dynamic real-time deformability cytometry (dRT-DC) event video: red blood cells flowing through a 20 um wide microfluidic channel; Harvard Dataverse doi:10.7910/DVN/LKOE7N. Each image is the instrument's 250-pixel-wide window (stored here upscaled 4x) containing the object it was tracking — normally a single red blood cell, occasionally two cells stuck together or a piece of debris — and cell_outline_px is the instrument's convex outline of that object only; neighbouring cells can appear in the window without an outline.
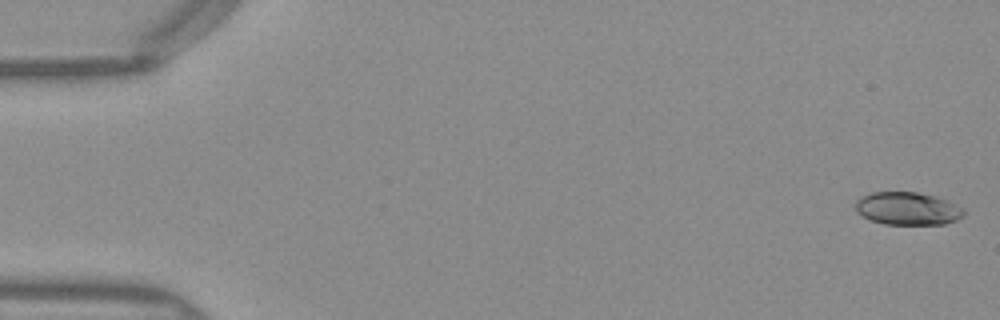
{"species": "Egyptian fruit bat (a non-hibernating species)", "species_latin": "Rousettus aegyptiacus", "temperature_condition": "warm", "stored_images_in_passage": 50, "camera_frame_rate_fps": 3000, "um_per_image_px": 0.085, "frame": {"image": 1, "passage_image": 1, "time_ms": 0.0, "image_size_px": [1000, 320], "cell_outline_px": [[964, 216], [956, 220], [944, 224], [884, 224], [872, 220], [856, 212], [856, 200], [860, 196], [872, 192], [916, 192], [948, 200], [964, 208]], "centroid_in_image_um": [77.15, 17.72], "position_along_channel_um": 7.8, "area_um2": 20.69}}
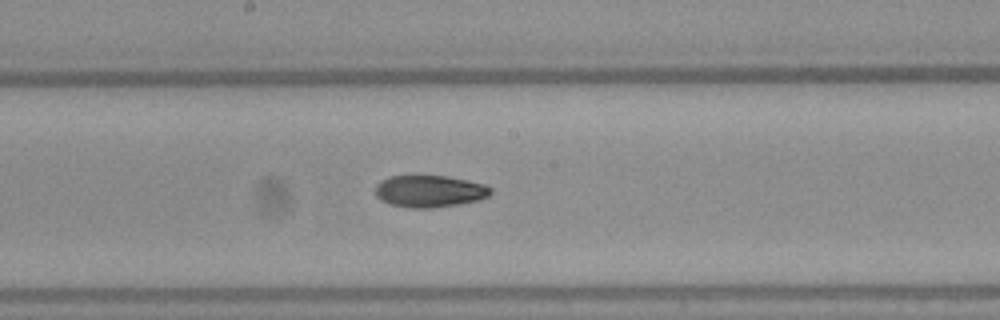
{"frame": {"image": 2, "passage_image": 27, "time_ms": 8.667, "image_size_px": [1000, 320], "cell_outline_px": [[492, 192], [488, 196], [480, 200], [460, 204], [432, 208], [408, 208], [388, 204], [380, 200], [376, 196], [376, 184], [380, 180], [392, 176], [448, 176], [484, 184], [492, 188]], "centroid_in_image_um": [36.51, 16.27], "position_along_channel_um": 211.7, "area_um2": 21.68}}
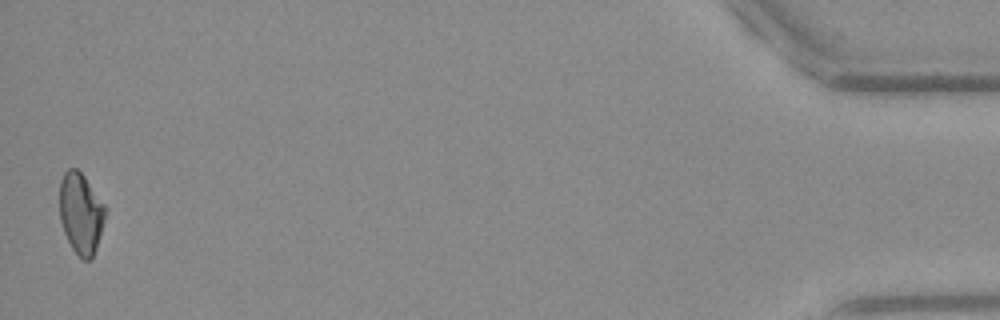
{"frame": {"image": 3, "passage_image": 50, "time_ms": 16.333, "image_size_px": [1000, 320], "cell_outline_px": [[104, 220], [96, 248], [92, 256], [88, 260], [84, 260], [72, 248], [64, 232], [60, 220], [60, 180], [64, 172], [68, 168], [76, 168], [84, 176], [104, 204]], "centroid_in_image_um": [6.85, 18.1], "position_along_channel_um": 428.4, "area_um2": 21.1}, "authors_computed_cell_mechanics": {"area_um2": 21.5305, "velocity_mm_per_s": 4.0236, "shape_relaxation_time_tau1_ms": 6.8158, "shape_relaxation_time_tau2_ms": 4.338, "deformation_change_tau1": 0.188, "deformation_change_tau2": 0.0906}}